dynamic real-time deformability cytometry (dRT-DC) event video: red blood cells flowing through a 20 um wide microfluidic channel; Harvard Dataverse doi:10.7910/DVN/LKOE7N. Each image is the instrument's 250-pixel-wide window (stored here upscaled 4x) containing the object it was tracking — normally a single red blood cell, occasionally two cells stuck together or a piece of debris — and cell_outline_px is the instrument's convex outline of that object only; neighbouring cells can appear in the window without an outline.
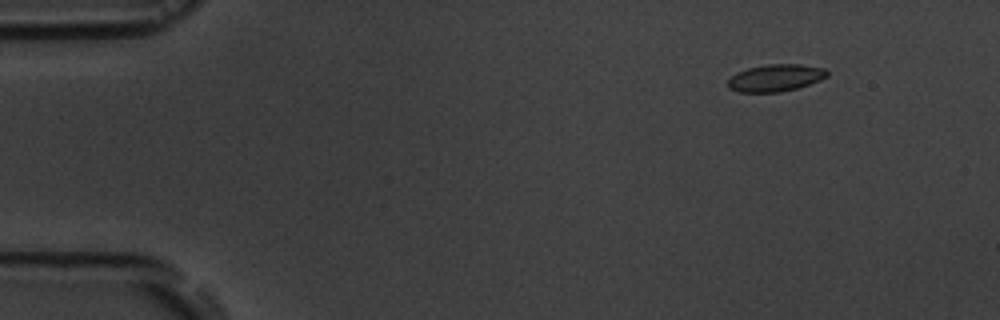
{"species": "common noctule bat (a hibernating species)", "species_latin": "Nyctalus noctula", "temperature_condition": "room temperature", "stored_images_in_passage": 5, "camera_frame_rate_fps": 3000, "um_per_image_px": 0.085, "animal": {"sex": "male", "body_mass_g": 19.5, "forearm_length_mm": 54.6}, "frame": {"image": 1, "passage_image": 3, "time_ms": 2.0, "image_size_px": [1000, 320], "cell_outline_px": [[828, 76], [820, 80], [796, 88], [780, 92], [740, 92], [728, 88], [728, 80], [736, 72], [748, 68], [768, 64], [800, 64], [824, 68], [828, 72]], "centroid_in_image_um": [65.91, 6.61], "position_along_channel_um": 19.1, "area_um2": 15.61}}